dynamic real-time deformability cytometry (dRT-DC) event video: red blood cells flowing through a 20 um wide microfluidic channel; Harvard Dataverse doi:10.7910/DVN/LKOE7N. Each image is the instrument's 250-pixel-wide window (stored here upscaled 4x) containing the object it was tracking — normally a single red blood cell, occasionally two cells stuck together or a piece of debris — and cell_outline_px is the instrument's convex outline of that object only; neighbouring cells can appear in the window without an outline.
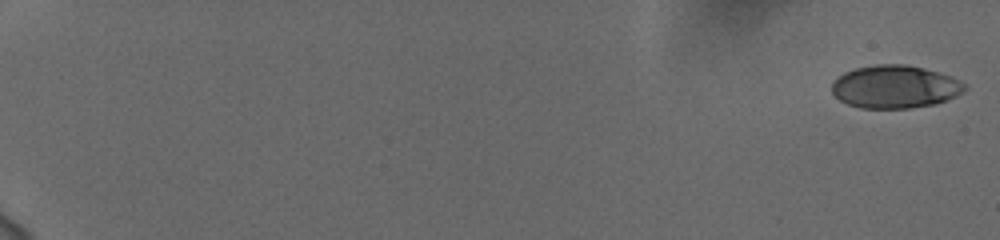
{"species": "human", "species_latin": "Homo sapiens", "temperature_condition": "cold", "stored_images_in_passage": 58, "camera_frame_rate_fps": 3000, "um_per_image_px": 0.085, "donor": {"sex": "female"}, "frame": {"image": 1, "passage_image": 1, "time_ms": 0.0, "image_size_px": [1000, 240], "cell_outline_px": [[968, 88], [964, 92], [956, 96], [936, 104], [908, 108], [860, 108], [848, 104], [840, 100], [832, 92], [832, 84], [844, 72], [856, 68], [876, 64], [904, 64], [924, 68], [960, 80]], "centroid_in_image_um": [76.09, 7.38], "position_along_channel_um": 8.9, "area_um2": 33.06}}
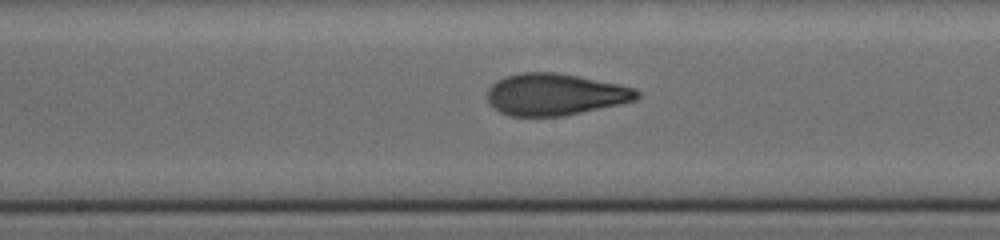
{"frame": {"image": 2, "passage_image": 34, "time_ms": 11.0, "image_size_px": [1000, 240], "cell_outline_px": [[640, 96], [636, 100], [620, 104], [560, 116], [508, 116], [500, 112], [488, 100], [488, 88], [496, 80], [504, 76], [520, 72], [556, 72], [620, 84], [636, 88], [640, 92]], "centroid_in_image_um": [47.19, 8.01], "position_along_channel_um": 201.0, "area_um2": 36.41}}
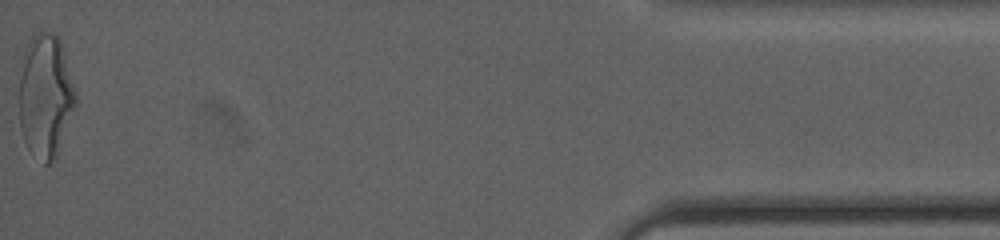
{"frame": {"image": 3, "passage_image": 58, "time_ms": 19.0, "image_size_px": [1000, 240], "cell_outline_px": [[76, 104], [56, 156], [48, 164], [44, 164], [28, 148], [24, 140], [20, 128], [20, 80], [24, 48], [32, 36], [36, 32], [52, 32], [60, 36], [76, 92]], "centroid_in_image_um": [3.87, 8.1], "position_along_channel_um": 431.3, "area_um2": 40.52}, "authors_computed_cell_mechanics": {"area_um2": 35.6915, "velocity_mm_per_s": 3.7749, "shape_relaxation_time_tau1_ms": 5.3446, "shape_relaxation_time_tau2_ms": 1.2783, "deformation_change_tau1": 0.2062, "deformation_change_tau2": 0.0878}}